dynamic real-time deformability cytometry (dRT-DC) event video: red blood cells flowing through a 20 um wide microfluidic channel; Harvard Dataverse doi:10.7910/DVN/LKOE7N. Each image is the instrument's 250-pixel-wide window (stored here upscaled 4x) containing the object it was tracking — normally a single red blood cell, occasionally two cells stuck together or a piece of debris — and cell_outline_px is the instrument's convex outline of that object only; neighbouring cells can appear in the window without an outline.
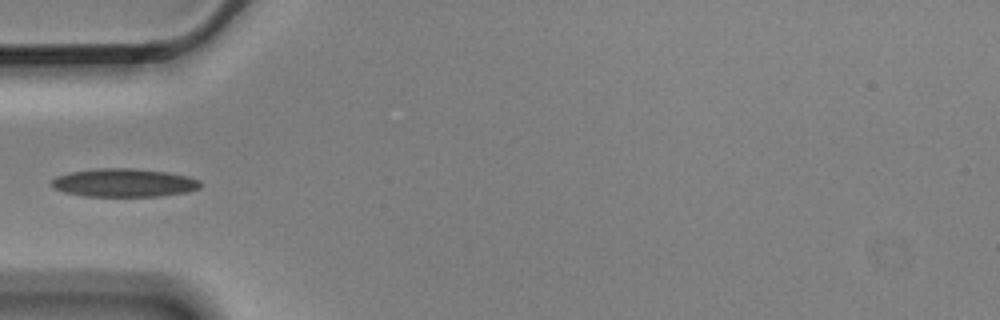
{"species": "Egyptian fruit bat (a non-hibernating species)", "species_latin": "Rousettus aegyptiacus", "temperature_condition": "cold", "stored_images_in_passage": 4, "camera_frame_rate_fps": 3000, "um_per_image_px": 0.085, "animal": {"sex": "male"}, "frame": {"image": 1, "passage_image": 4, "time_ms": 1.0, "image_size_px": [1000, 320], "cell_outline_px": [[200, 188], [188, 192], [160, 196], [84, 196], [64, 192], [52, 188], [52, 180], [56, 176], [72, 172], [100, 168], [132, 168], [168, 172], [188, 176], [200, 180]], "centroid_in_image_um": [10.56, 15.54], "position_along_channel_um": 74.4, "area_um2": 24.57}}